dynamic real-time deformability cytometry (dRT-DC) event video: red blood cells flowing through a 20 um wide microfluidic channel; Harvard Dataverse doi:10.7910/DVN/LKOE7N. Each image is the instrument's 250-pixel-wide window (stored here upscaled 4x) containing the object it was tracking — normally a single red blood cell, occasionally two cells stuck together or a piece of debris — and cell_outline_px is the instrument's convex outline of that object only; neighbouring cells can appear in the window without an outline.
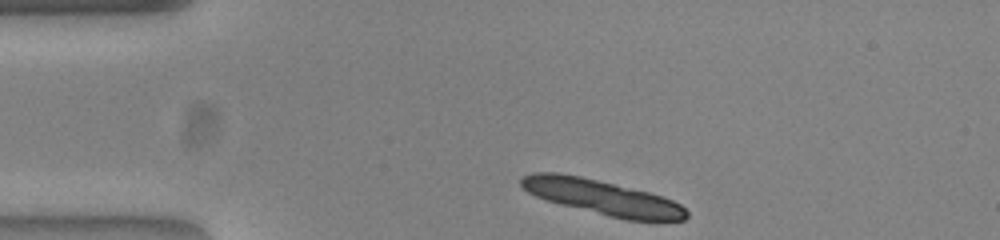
{"species": "common noctule bat (a hibernating species)", "species_latin": "Nyctalus noctula", "temperature_condition": "warm", "stored_images_in_passage": 35, "camera_frame_rate_fps": 3000, "um_per_image_px": 0.085, "animal": {"sex": "female", "body_mass_g": 23.0, "forearm_length_mm": 53.4}, "frame": {"image": 1, "passage_image": 1, "time_ms": 0.0, "image_size_px": [1000, 240], "cell_outline_px": [[688, 216], [684, 220], [624, 220], [560, 204], [536, 196], [528, 192], [520, 184], [520, 180], [524, 176], [532, 172], [556, 172], [580, 176], [648, 192], [672, 200], [680, 204], [688, 212]], "centroid_in_image_um": [51.18, 16.77], "position_along_channel_um": 33.8, "area_um2": 33.18}, "authors_computed_cell_mechanics": {"area_um2": 19.1896, "velocity_mm_per_s": 3.7932, "shape_relaxation_time_tau1_ms": 5.2232, "shape_relaxation_time_tau2_ms": null, "deformation_change_tau1": 0.1238, "deformation_change_tau2": null}}